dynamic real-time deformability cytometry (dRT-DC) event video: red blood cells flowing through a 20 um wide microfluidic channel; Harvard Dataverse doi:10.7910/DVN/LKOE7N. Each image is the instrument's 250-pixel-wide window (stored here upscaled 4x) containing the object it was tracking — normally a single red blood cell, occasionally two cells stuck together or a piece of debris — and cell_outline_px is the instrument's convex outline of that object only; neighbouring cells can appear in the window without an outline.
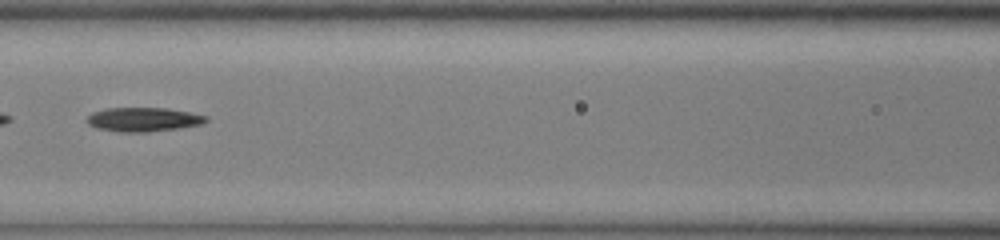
{"species": "common noctule bat (a hibernating species)", "species_latin": "Nyctalus noctula", "temperature_condition": "cold", "stored_images_in_passage": 33, "camera_frame_rate_fps": 3000, "um_per_image_px": 0.085, "animal": {"sex": "male", "body_mass_g": 13.0, "forearm_length_mm": 53.1}, "frame": {"image": 1, "passage_image": 10, "time_ms": 3.0, "image_size_px": [1000, 240], "cell_outline_px": [[208, 120], [204, 124], [180, 128], [148, 132], [120, 132], [96, 128], [88, 124], [84, 120], [92, 112], [104, 108], [168, 108], [208, 116]], "centroid_in_image_um": [12.17, 10.16], "position_along_channel_um": 154.4, "area_um2": 16.94}}